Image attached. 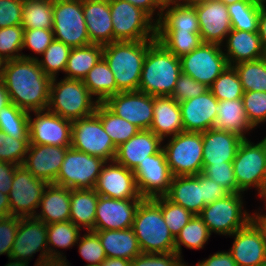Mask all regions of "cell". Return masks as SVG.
<instances>
[{
	"instance_id": "b9fcfbb0",
	"label": "cell",
	"mask_w": 266,
	"mask_h": 266,
	"mask_svg": "<svg viewBox=\"0 0 266 266\" xmlns=\"http://www.w3.org/2000/svg\"><path fill=\"white\" fill-rule=\"evenodd\" d=\"M260 200H262L264 202L263 203V205H264L263 209L266 210V193L261 197ZM264 212L266 213V211H264Z\"/></svg>"
},
{
	"instance_id": "8992f818",
	"label": "cell",
	"mask_w": 266,
	"mask_h": 266,
	"mask_svg": "<svg viewBox=\"0 0 266 266\" xmlns=\"http://www.w3.org/2000/svg\"><path fill=\"white\" fill-rule=\"evenodd\" d=\"M38 252L34 266H56L49 258L47 224L35 217H22L10 254V266H29Z\"/></svg>"
},
{
	"instance_id": "2644e50d",
	"label": "cell",
	"mask_w": 266,
	"mask_h": 266,
	"mask_svg": "<svg viewBox=\"0 0 266 266\" xmlns=\"http://www.w3.org/2000/svg\"><path fill=\"white\" fill-rule=\"evenodd\" d=\"M157 7L162 11L164 9L184 5V0H155Z\"/></svg>"
},
{
	"instance_id": "4316f807",
	"label": "cell",
	"mask_w": 266,
	"mask_h": 266,
	"mask_svg": "<svg viewBox=\"0 0 266 266\" xmlns=\"http://www.w3.org/2000/svg\"><path fill=\"white\" fill-rule=\"evenodd\" d=\"M222 47L229 66L263 58L265 53L258 32L231 29Z\"/></svg>"
},
{
	"instance_id": "816d5d0a",
	"label": "cell",
	"mask_w": 266,
	"mask_h": 266,
	"mask_svg": "<svg viewBox=\"0 0 266 266\" xmlns=\"http://www.w3.org/2000/svg\"><path fill=\"white\" fill-rule=\"evenodd\" d=\"M161 212L174 238L194 216L192 212L171 202L165 196H161Z\"/></svg>"
},
{
	"instance_id": "d4e9b609",
	"label": "cell",
	"mask_w": 266,
	"mask_h": 266,
	"mask_svg": "<svg viewBox=\"0 0 266 266\" xmlns=\"http://www.w3.org/2000/svg\"><path fill=\"white\" fill-rule=\"evenodd\" d=\"M162 140L151 130H139L127 142L117 147L115 161L127 169L134 170L148 156L162 148Z\"/></svg>"
},
{
	"instance_id": "be15d7a7",
	"label": "cell",
	"mask_w": 266,
	"mask_h": 266,
	"mask_svg": "<svg viewBox=\"0 0 266 266\" xmlns=\"http://www.w3.org/2000/svg\"><path fill=\"white\" fill-rule=\"evenodd\" d=\"M17 165L0 161V192L8 195Z\"/></svg>"
},
{
	"instance_id": "836d02e7",
	"label": "cell",
	"mask_w": 266,
	"mask_h": 266,
	"mask_svg": "<svg viewBox=\"0 0 266 266\" xmlns=\"http://www.w3.org/2000/svg\"><path fill=\"white\" fill-rule=\"evenodd\" d=\"M81 231L71 221L47 224L49 258L56 266H62L68 260L59 249H72L76 246Z\"/></svg>"
},
{
	"instance_id": "db71d44e",
	"label": "cell",
	"mask_w": 266,
	"mask_h": 266,
	"mask_svg": "<svg viewBox=\"0 0 266 266\" xmlns=\"http://www.w3.org/2000/svg\"><path fill=\"white\" fill-rule=\"evenodd\" d=\"M53 40L54 34L52 29H24L22 51L29 49L32 53L34 52L35 55L38 54L39 56L23 54L22 57L37 60Z\"/></svg>"
},
{
	"instance_id": "7c38bea8",
	"label": "cell",
	"mask_w": 266,
	"mask_h": 266,
	"mask_svg": "<svg viewBox=\"0 0 266 266\" xmlns=\"http://www.w3.org/2000/svg\"><path fill=\"white\" fill-rule=\"evenodd\" d=\"M107 161L68 147L56 185L69 189H92Z\"/></svg>"
},
{
	"instance_id": "4fadbf2b",
	"label": "cell",
	"mask_w": 266,
	"mask_h": 266,
	"mask_svg": "<svg viewBox=\"0 0 266 266\" xmlns=\"http://www.w3.org/2000/svg\"><path fill=\"white\" fill-rule=\"evenodd\" d=\"M71 147L106 161L115 160L117 152V147L95 113L72 121Z\"/></svg>"
},
{
	"instance_id": "6125c7cd",
	"label": "cell",
	"mask_w": 266,
	"mask_h": 266,
	"mask_svg": "<svg viewBox=\"0 0 266 266\" xmlns=\"http://www.w3.org/2000/svg\"><path fill=\"white\" fill-rule=\"evenodd\" d=\"M196 266H237L231 254L228 251H217L210 254L208 258L198 261Z\"/></svg>"
},
{
	"instance_id": "8d00e7d4",
	"label": "cell",
	"mask_w": 266,
	"mask_h": 266,
	"mask_svg": "<svg viewBox=\"0 0 266 266\" xmlns=\"http://www.w3.org/2000/svg\"><path fill=\"white\" fill-rule=\"evenodd\" d=\"M103 57V45L89 44L72 48L68 57L64 77L83 80L87 73Z\"/></svg>"
},
{
	"instance_id": "e575fe53",
	"label": "cell",
	"mask_w": 266,
	"mask_h": 266,
	"mask_svg": "<svg viewBox=\"0 0 266 266\" xmlns=\"http://www.w3.org/2000/svg\"><path fill=\"white\" fill-rule=\"evenodd\" d=\"M199 21L195 7L180 5L161 11L156 22V33H199Z\"/></svg>"
},
{
	"instance_id": "ffe728a7",
	"label": "cell",
	"mask_w": 266,
	"mask_h": 266,
	"mask_svg": "<svg viewBox=\"0 0 266 266\" xmlns=\"http://www.w3.org/2000/svg\"><path fill=\"white\" fill-rule=\"evenodd\" d=\"M142 199H113L99 196L94 230L132 228L137 207Z\"/></svg>"
},
{
	"instance_id": "680465c9",
	"label": "cell",
	"mask_w": 266,
	"mask_h": 266,
	"mask_svg": "<svg viewBox=\"0 0 266 266\" xmlns=\"http://www.w3.org/2000/svg\"><path fill=\"white\" fill-rule=\"evenodd\" d=\"M183 263L176 252L141 253L130 261V266H181Z\"/></svg>"
},
{
	"instance_id": "1f68e13d",
	"label": "cell",
	"mask_w": 266,
	"mask_h": 266,
	"mask_svg": "<svg viewBox=\"0 0 266 266\" xmlns=\"http://www.w3.org/2000/svg\"><path fill=\"white\" fill-rule=\"evenodd\" d=\"M213 128L235 133L243 139L255 129L247 119L242 99L219 101Z\"/></svg>"
},
{
	"instance_id": "34e18365",
	"label": "cell",
	"mask_w": 266,
	"mask_h": 266,
	"mask_svg": "<svg viewBox=\"0 0 266 266\" xmlns=\"http://www.w3.org/2000/svg\"><path fill=\"white\" fill-rule=\"evenodd\" d=\"M266 193V167H265V173L264 177L262 180V185H261V197Z\"/></svg>"
},
{
	"instance_id": "979ff035",
	"label": "cell",
	"mask_w": 266,
	"mask_h": 266,
	"mask_svg": "<svg viewBox=\"0 0 266 266\" xmlns=\"http://www.w3.org/2000/svg\"><path fill=\"white\" fill-rule=\"evenodd\" d=\"M181 266H187V263L186 262H184Z\"/></svg>"
},
{
	"instance_id": "d6986e66",
	"label": "cell",
	"mask_w": 266,
	"mask_h": 266,
	"mask_svg": "<svg viewBox=\"0 0 266 266\" xmlns=\"http://www.w3.org/2000/svg\"><path fill=\"white\" fill-rule=\"evenodd\" d=\"M94 190L99 196L113 199H143L137 188L133 170L127 169L115 160L104 164Z\"/></svg>"
},
{
	"instance_id": "2a66077c",
	"label": "cell",
	"mask_w": 266,
	"mask_h": 266,
	"mask_svg": "<svg viewBox=\"0 0 266 266\" xmlns=\"http://www.w3.org/2000/svg\"><path fill=\"white\" fill-rule=\"evenodd\" d=\"M4 62H5V60L0 57V78H1V75H2Z\"/></svg>"
},
{
	"instance_id": "f35d334b",
	"label": "cell",
	"mask_w": 266,
	"mask_h": 266,
	"mask_svg": "<svg viewBox=\"0 0 266 266\" xmlns=\"http://www.w3.org/2000/svg\"><path fill=\"white\" fill-rule=\"evenodd\" d=\"M95 114L116 147L127 142L139 132V128L129 121L112 113L103 103H98Z\"/></svg>"
},
{
	"instance_id": "ee69618b",
	"label": "cell",
	"mask_w": 266,
	"mask_h": 266,
	"mask_svg": "<svg viewBox=\"0 0 266 266\" xmlns=\"http://www.w3.org/2000/svg\"><path fill=\"white\" fill-rule=\"evenodd\" d=\"M238 73L244 92H266V60L245 61L233 66Z\"/></svg>"
},
{
	"instance_id": "e0dca14e",
	"label": "cell",
	"mask_w": 266,
	"mask_h": 266,
	"mask_svg": "<svg viewBox=\"0 0 266 266\" xmlns=\"http://www.w3.org/2000/svg\"><path fill=\"white\" fill-rule=\"evenodd\" d=\"M103 104L115 115L122 117L140 130L150 129L153 121L154 96L139 91L119 92Z\"/></svg>"
},
{
	"instance_id": "3957f363",
	"label": "cell",
	"mask_w": 266,
	"mask_h": 266,
	"mask_svg": "<svg viewBox=\"0 0 266 266\" xmlns=\"http://www.w3.org/2000/svg\"><path fill=\"white\" fill-rule=\"evenodd\" d=\"M132 229L142 253L175 252V238L161 212V196L141 200Z\"/></svg>"
},
{
	"instance_id": "f546056e",
	"label": "cell",
	"mask_w": 266,
	"mask_h": 266,
	"mask_svg": "<svg viewBox=\"0 0 266 266\" xmlns=\"http://www.w3.org/2000/svg\"><path fill=\"white\" fill-rule=\"evenodd\" d=\"M164 196L194 215H199L206 206L203 202L202 172L198 175L173 177Z\"/></svg>"
},
{
	"instance_id": "bcb514c9",
	"label": "cell",
	"mask_w": 266,
	"mask_h": 266,
	"mask_svg": "<svg viewBox=\"0 0 266 266\" xmlns=\"http://www.w3.org/2000/svg\"><path fill=\"white\" fill-rule=\"evenodd\" d=\"M155 39L178 58L189 54L203 43L200 33H156Z\"/></svg>"
},
{
	"instance_id": "f1b7e54d",
	"label": "cell",
	"mask_w": 266,
	"mask_h": 266,
	"mask_svg": "<svg viewBox=\"0 0 266 266\" xmlns=\"http://www.w3.org/2000/svg\"><path fill=\"white\" fill-rule=\"evenodd\" d=\"M162 141L184 132L179 103L172 96L154 97L150 129Z\"/></svg>"
},
{
	"instance_id": "d590c367",
	"label": "cell",
	"mask_w": 266,
	"mask_h": 266,
	"mask_svg": "<svg viewBox=\"0 0 266 266\" xmlns=\"http://www.w3.org/2000/svg\"><path fill=\"white\" fill-rule=\"evenodd\" d=\"M99 194L92 189H70V221L84 231H94Z\"/></svg>"
},
{
	"instance_id": "44dd1931",
	"label": "cell",
	"mask_w": 266,
	"mask_h": 266,
	"mask_svg": "<svg viewBox=\"0 0 266 266\" xmlns=\"http://www.w3.org/2000/svg\"><path fill=\"white\" fill-rule=\"evenodd\" d=\"M194 7L203 43L222 45L232 29L227 5L218 0H211Z\"/></svg>"
},
{
	"instance_id": "ab89813d",
	"label": "cell",
	"mask_w": 266,
	"mask_h": 266,
	"mask_svg": "<svg viewBox=\"0 0 266 266\" xmlns=\"http://www.w3.org/2000/svg\"><path fill=\"white\" fill-rule=\"evenodd\" d=\"M211 234L207 225L199 215L193 218L181 229L175 237V252L183 259L182 246L190 250H200L210 240Z\"/></svg>"
},
{
	"instance_id": "83f0119b",
	"label": "cell",
	"mask_w": 266,
	"mask_h": 266,
	"mask_svg": "<svg viewBox=\"0 0 266 266\" xmlns=\"http://www.w3.org/2000/svg\"><path fill=\"white\" fill-rule=\"evenodd\" d=\"M242 140L235 133L214 128L202 132L203 165L232 162Z\"/></svg>"
},
{
	"instance_id": "681fc988",
	"label": "cell",
	"mask_w": 266,
	"mask_h": 266,
	"mask_svg": "<svg viewBox=\"0 0 266 266\" xmlns=\"http://www.w3.org/2000/svg\"><path fill=\"white\" fill-rule=\"evenodd\" d=\"M82 259L87 262L84 266H100L107 258L101 241L94 231H86L76 244Z\"/></svg>"
},
{
	"instance_id": "a7ac6f4b",
	"label": "cell",
	"mask_w": 266,
	"mask_h": 266,
	"mask_svg": "<svg viewBox=\"0 0 266 266\" xmlns=\"http://www.w3.org/2000/svg\"><path fill=\"white\" fill-rule=\"evenodd\" d=\"M11 216L9 197L0 192V218Z\"/></svg>"
},
{
	"instance_id": "6da1fadb",
	"label": "cell",
	"mask_w": 266,
	"mask_h": 266,
	"mask_svg": "<svg viewBox=\"0 0 266 266\" xmlns=\"http://www.w3.org/2000/svg\"><path fill=\"white\" fill-rule=\"evenodd\" d=\"M0 79L17 107L28 112L48 108L51 78L36 59L6 60Z\"/></svg>"
},
{
	"instance_id": "5bb4252c",
	"label": "cell",
	"mask_w": 266,
	"mask_h": 266,
	"mask_svg": "<svg viewBox=\"0 0 266 266\" xmlns=\"http://www.w3.org/2000/svg\"><path fill=\"white\" fill-rule=\"evenodd\" d=\"M222 45L202 43L180 58L182 73L210 87L214 80L229 66Z\"/></svg>"
},
{
	"instance_id": "003e7915",
	"label": "cell",
	"mask_w": 266,
	"mask_h": 266,
	"mask_svg": "<svg viewBox=\"0 0 266 266\" xmlns=\"http://www.w3.org/2000/svg\"><path fill=\"white\" fill-rule=\"evenodd\" d=\"M258 34L260 36L263 48L266 50V0H263L260 6Z\"/></svg>"
},
{
	"instance_id": "89a4df30",
	"label": "cell",
	"mask_w": 266,
	"mask_h": 266,
	"mask_svg": "<svg viewBox=\"0 0 266 266\" xmlns=\"http://www.w3.org/2000/svg\"><path fill=\"white\" fill-rule=\"evenodd\" d=\"M100 266H130V261L122 258H110L107 257Z\"/></svg>"
},
{
	"instance_id": "2e32d148",
	"label": "cell",
	"mask_w": 266,
	"mask_h": 266,
	"mask_svg": "<svg viewBox=\"0 0 266 266\" xmlns=\"http://www.w3.org/2000/svg\"><path fill=\"white\" fill-rule=\"evenodd\" d=\"M28 132L30 144L71 147L72 121L48 109L29 113Z\"/></svg>"
},
{
	"instance_id": "ac0fdd59",
	"label": "cell",
	"mask_w": 266,
	"mask_h": 266,
	"mask_svg": "<svg viewBox=\"0 0 266 266\" xmlns=\"http://www.w3.org/2000/svg\"><path fill=\"white\" fill-rule=\"evenodd\" d=\"M133 172L143 198L164 196L173 178L162 148L156 154L148 156L144 162H140Z\"/></svg>"
},
{
	"instance_id": "7dc6e473",
	"label": "cell",
	"mask_w": 266,
	"mask_h": 266,
	"mask_svg": "<svg viewBox=\"0 0 266 266\" xmlns=\"http://www.w3.org/2000/svg\"><path fill=\"white\" fill-rule=\"evenodd\" d=\"M211 93L218 99H242L244 94L237 71L233 66H228L209 87Z\"/></svg>"
},
{
	"instance_id": "52a82bcc",
	"label": "cell",
	"mask_w": 266,
	"mask_h": 266,
	"mask_svg": "<svg viewBox=\"0 0 266 266\" xmlns=\"http://www.w3.org/2000/svg\"><path fill=\"white\" fill-rule=\"evenodd\" d=\"M162 149L173 177L198 175L203 171L201 132H181L162 142Z\"/></svg>"
},
{
	"instance_id": "09005b40",
	"label": "cell",
	"mask_w": 266,
	"mask_h": 266,
	"mask_svg": "<svg viewBox=\"0 0 266 266\" xmlns=\"http://www.w3.org/2000/svg\"><path fill=\"white\" fill-rule=\"evenodd\" d=\"M62 266H71V264H70L69 261L67 260Z\"/></svg>"
},
{
	"instance_id": "11a10c76",
	"label": "cell",
	"mask_w": 266,
	"mask_h": 266,
	"mask_svg": "<svg viewBox=\"0 0 266 266\" xmlns=\"http://www.w3.org/2000/svg\"><path fill=\"white\" fill-rule=\"evenodd\" d=\"M203 174L213 179L229 193H237V182L234 175L233 163L203 165Z\"/></svg>"
},
{
	"instance_id": "7a4b0ae2",
	"label": "cell",
	"mask_w": 266,
	"mask_h": 266,
	"mask_svg": "<svg viewBox=\"0 0 266 266\" xmlns=\"http://www.w3.org/2000/svg\"><path fill=\"white\" fill-rule=\"evenodd\" d=\"M155 41H114L103 46V58L121 92L138 91L147 50Z\"/></svg>"
},
{
	"instance_id": "91938a15",
	"label": "cell",
	"mask_w": 266,
	"mask_h": 266,
	"mask_svg": "<svg viewBox=\"0 0 266 266\" xmlns=\"http://www.w3.org/2000/svg\"><path fill=\"white\" fill-rule=\"evenodd\" d=\"M24 0H0V28L21 25Z\"/></svg>"
},
{
	"instance_id": "9a60e30c",
	"label": "cell",
	"mask_w": 266,
	"mask_h": 266,
	"mask_svg": "<svg viewBox=\"0 0 266 266\" xmlns=\"http://www.w3.org/2000/svg\"><path fill=\"white\" fill-rule=\"evenodd\" d=\"M48 183L34 175L23 165L16 166L8 194L11 216L34 217Z\"/></svg>"
},
{
	"instance_id": "603a6c76",
	"label": "cell",
	"mask_w": 266,
	"mask_h": 266,
	"mask_svg": "<svg viewBox=\"0 0 266 266\" xmlns=\"http://www.w3.org/2000/svg\"><path fill=\"white\" fill-rule=\"evenodd\" d=\"M68 147L29 144L23 166L36 178L55 183Z\"/></svg>"
},
{
	"instance_id": "c3c4849f",
	"label": "cell",
	"mask_w": 266,
	"mask_h": 266,
	"mask_svg": "<svg viewBox=\"0 0 266 266\" xmlns=\"http://www.w3.org/2000/svg\"><path fill=\"white\" fill-rule=\"evenodd\" d=\"M23 37L22 25L0 28V57L5 61L22 58Z\"/></svg>"
},
{
	"instance_id": "03108f58",
	"label": "cell",
	"mask_w": 266,
	"mask_h": 266,
	"mask_svg": "<svg viewBox=\"0 0 266 266\" xmlns=\"http://www.w3.org/2000/svg\"><path fill=\"white\" fill-rule=\"evenodd\" d=\"M252 213L253 214L250 215V222L261 234L266 249V213H263V209H261V207H259L257 210H254Z\"/></svg>"
},
{
	"instance_id": "8fae6325",
	"label": "cell",
	"mask_w": 266,
	"mask_h": 266,
	"mask_svg": "<svg viewBox=\"0 0 266 266\" xmlns=\"http://www.w3.org/2000/svg\"><path fill=\"white\" fill-rule=\"evenodd\" d=\"M54 39L71 48L91 44L87 33L82 0H53Z\"/></svg>"
},
{
	"instance_id": "5b68a950",
	"label": "cell",
	"mask_w": 266,
	"mask_h": 266,
	"mask_svg": "<svg viewBox=\"0 0 266 266\" xmlns=\"http://www.w3.org/2000/svg\"><path fill=\"white\" fill-rule=\"evenodd\" d=\"M98 101L82 80L63 77L52 78L50 83L48 110L62 118L75 121L95 113Z\"/></svg>"
},
{
	"instance_id": "94428289",
	"label": "cell",
	"mask_w": 266,
	"mask_h": 266,
	"mask_svg": "<svg viewBox=\"0 0 266 266\" xmlns=\"http://www.w3.org/2000/svg\"><path fill=\"white\" fill-rule=\"evenodd\" d=\"M202 193L203 202L205 205L213 203L218 199H222L230 193L218 185L216 181L210 179L208 176L202 173Z\"/></svg>"
},
{
	"instance_id": "f6af8a7d",
	"label": "cell",
	"mask_w": 266,
	"mask_h": 266,
	"mask_svg": "<svg viewBox=\"0 0 266 266\" xmlns=\"http://www.w3.org/2000/svg\"><path fill=\"white\" fill-rule=\"evenodd\" d=\"M71 49L70 46L54 39L43 52L41 58L37 59L44 73L51 79L59 77L60 72L64 73Z\"/></svg>"
},
{
	"instance_id": "74e56055",
	"label": "cell",
	"mask_w": 266,
	"mask_h": 266,
	"mask_svg": "<svg viewBox=\"0 0 266 266\" xmlns=\"http://www.w3.org/2000/svg\"><path fill=\"white\" fill-rule=\"evenodd\" d=\"M113 75L107 62L102 57L82 81L90 94L94 98L96 97L99 103H103L109 97L121 92L117 88Z\"/></svg>"
},
{
	"instance_id": "6f0895ef",
	"label": "cell",
	"mask_w": 266,
	"mask_h": 266,
	"mask_svg": "<svg viewBox=\"0 0 266 266\" xmlns=\"http://www.w3.org/2000/svg\"><path fill=\"white\" fill-rule=\"evenodd\" d=\"M20 218L17 216L0 218V256L6 254L9 260L5 266H10V254L19 228Z\"/></svg>"
},
{
	"instance_id": "e7e4bbea",
	"label": "cell",
	"mask_w": 266,
	"mask_h": 266,
	"mask_svg": "<svg viewBox=\"0 0 266 266\" xmlns=\"http://www.w3.org/2000/svg\"><path fill=\"white\" fill-rule=\"evenodd\" d=\"M146 12L155 22L158 21L161 10L155 0H124ZM155 15V16H154Z\"/></svg>"
},
{
	"instance_id": "30bf717a",
	"label": "cell",
	"mask_w": 266,
	"mask_h": 266,
	"mask_svg": "<svg viewBox=\"0 0 266 266\" xmlns=\"http://www.w3.org/2000/svg\"><path fill=\"white\" fill-rule=\"evenodd\" d=\"M114 41L156 40V22L124 0H109Z\"/></svg>"
},
{
	"instance_id": "deb4b68c",
	"label": "cell",
	"mask_w": 266,
	"mask_h": 266,
	"mask_svg": "<svg viewBox=\"0 0 266 266\" xmlns=\"http://www.w3.org/2000/svg\"><path fill=\"white\" fill-rule=\"evenodd\" d=\"M264 59L266 60V50H265V53H264Z\"/></svg>"
},
{
	"instance_id": "9f6ffc18",
	"label": "cell",
	"mask_w": 266,
	"mask_h": 266,
	"mask_svg": "<svg viewBox=\"0 0 266 266\" xmlns=\"http://www.w3.org/2000/svg\"><path fill=\"white\" fill-rule=\"evenodd\" d=\"M209 90L205 84L194 80L191 76L181 73L172 94V97L181 103L185 100L197 97Z\"/></svg>"
},
{
	"instance_id": "d6a6232c",
	"label": "cell",
	"mask_w": 266,
	"mask_h": 266,
	"mask_svg": "<svg viewBox=\"0 0 266 266\" xmlns=\"http://www.w3.org/2000/svg\"><path fill=\"white\" fill-rule=\"evenodd\" d=\"M94 232L98 235L107 257L131 261L142 253L132 228Z\"/></svg>"
},
{
	"instance_id": "277c9868",
	"label": "cell",
	"mask_w": 266,
	"mask_h": 266,
	"mask_svg": "<svg viewBox=\"0 0 266 266\" xmlns=\"http://www.w3.org/2000/svg\"><path fill=\"white\" fill-rule=\"evenodd\" d=\"M181 73L180 58L155 41L147 50L138 91L154 97L172 96Z\"/></svg>"
},
{
	"instance_id": "8c879c8a",
	"label": "cell",
	"mask_w": 266,
	"mask_h": 266,
	"mask_svg": "<svg viewBox=\"0 0 266 266\" xmlns=\"http://www.w3.org/2000/svg\"><path fill=\"white\" fill-rule=\"evenodd\" d=\"M9 93L4 85L3 81L0 79V110L10 103Z\"/></svg>"
},
{
	"instance_id": "4dcf8cb0",
	"label": "cell",
	"mask_w": 266,
	"mask_h": 266,
	"mask_svg": "<svg viewBox=\"0 0 266 266\" xmlns=\"http://www.w3.org/2000/svg\"><path fill=\"white\" fill-rule=\"evenodd\" d=\"M38 209L40 211L34 217L45 224L70 221V189L54 183L48 184Z\"/></svg>"
},
{
	"instance_id": "ba28073f",
	"label": "cell",
	"mask_w": 266,
	"mask_h": 266,
	"mask_svg": "<svg viewBox=\"0 0 266 266\" xmlns=\"http://www.w3.org/2000/svg\"><path fill=\"white\" fill-rule=\"evenodd\" d=\"M243 197V193H230L203 208L199 216L211 234L228 237L250 222L251 212L246 210Z\"/></svg>"
},
{
	"instance_id": "cb8c5ba5",
	"label": "cell",
	"mask_w": 266,
	"mask_h": 266,
	"mask_svg": "<svg viewBox=\"0 0 266 266\" xmlns=\"http://www.w3.org/2000/svg\"><path fill=\"white\" fill-rule=\"evenodd\" d=\"M229 238H233V242L228 252L237 266H259L266 263L265 244L251 222L229 235Z\"/></svg>"
},
{
	"instance_id": "7bdbcfd3",
	"label": "cell",
	"mask_w": 266,
	"mask_h": 266,
	"mask_svg": "<svg viewBox=\"0 0 266 266\" xmlns=\"http://www.w3.org/2000/svg\"><path fill=\"white\" fill-rule=\"evenodd\" d=\"M29 113L10 102L0 110V130L15 139H29Z\"/></svg>"
},
{
	"instance_id": "f907efd6",
	"label": "cell",
	"mask_w": 266,
	"mask_h": 266,
	"mask_svg": "<svg viewBox=\"0 0 266 266\" xmlns=\"http://www.w3.org/2000/svg\"><path fill=\"white\" fill-rule=\"evenodd\" d=\"M29 144V139H15L0 130V161L22 165Z\"/></svg>"
},
{
	"instance_id": "f5cc1de1",
	"label": "cell",
	"mask_w": 266,
	"mask_h": 266,
	"mask_svg": "<svg viewBox=\"0 0 266 266\" xmlns=\"http://www.w3.org/2000/svg\"><path fill=\"white\" fill-rule=\"evenodd\" d=\"M242 101L247 119L255 129L266 123V92H244Z\"/></svg>"
},
{
	"instance_id": "753ad0ef",
	"label": "cell",
	"mask_w": 266,
	"mask_h": 266,
	"mask_svg": "<svg viewBox=\"0 0 266 266\" xmlns=\"http://www.w3.org/2000/svg\"><path fill=\"white\" fill-rule=\"evenodd\" d=\"M209 1H211V0H184V5L194 7V6L203 4V3H207Z\"/></svg>"
},
{
	"instance_id": "b9f144b4",
	"label": "cell",
	"mask_w": 266,
	"mask_h": 266,
	"mask_svg": "<svg viewBox=\"0 0 266 266\" xmlns=\"http://www.w3.org/2000/svg\"><path fill=\"white\" fill-rule=\"evenodd\" d=\"M238 1L227 5L232 29L248 32H258V22L261 2Z\"/></svg>"
},
{
	"instance_id": "7402d4cb",
	"label": "cell",
	"mask_w": 266,
	"mask_h": 266,
	"mask_svg": "<svg viewBox=\"0 0 266 266\" xmlns=\"http://www.w3.org/2000/svg\"><path fill=\"white\" fill-rule=\"evenodd\" d=\"M218 103V99L210 90L179 103L184 131L202 133L213 128Z\"/></svg>"
},
{
	"instance_id": "11e5206c",
	"label": "cell",
	"mask_w": 266,
	"mask_h": 266,
	"mask_svg": "<svg viewBox=\"0 0 266 266\" xmlns=\"http://www.w3.org/2000/svg\"><path fill=\"white\" fill-rule=\"evenodd\" d=\"M224 3L225 5H230L232 3H236L238 1H259V0H218Z\"/></svg>"
},
{
	"instance_id": "484cf974",
	"label": "cell",
	"mask_w": 266,
	"mask_h": 266,
	"mask_svg": "<svg viewBox=\"0 0 266 266\" xmlns=\"http://www.w3.org/2000/svg\"><path fill=\"white\" fill-rule=\"evenodd\" d=\"M87 33L93 44L113 42V24L109 0H82Z\"/></svg>"
},
{
	"instance_id": "9c48e42d",
	"label": "cell",
	"mask_w": 266,
	"mask_h": 266,
	"mask_svg": "<svg viewBox=\"0 0 266 266\" xmlns=\"http://www.w3.org/2000/svg\"><path fill=\"white\" fill-rule=\"evenodd\" d=\"M232 163L237 193L245 194L251 188H255L256 195L260 199L266 167V136L257 143L249 138L243 139Z\"/></svg>"
},
{
	"instance_id": "60d3db41",
	"label": "cell",
	"mask_w": 266,
	"mask_h": 266,
	"mask_svg": "<svg viewBox=\"0 0 266 266\" xmlns=\"http://www.w3.org/2000/svg\"><path fill=\"white\" fill-rule=\"evenodd\" d=\"M21 25L24 29H52L53 0H24Z\"/></svg>"
}]
</instances>
